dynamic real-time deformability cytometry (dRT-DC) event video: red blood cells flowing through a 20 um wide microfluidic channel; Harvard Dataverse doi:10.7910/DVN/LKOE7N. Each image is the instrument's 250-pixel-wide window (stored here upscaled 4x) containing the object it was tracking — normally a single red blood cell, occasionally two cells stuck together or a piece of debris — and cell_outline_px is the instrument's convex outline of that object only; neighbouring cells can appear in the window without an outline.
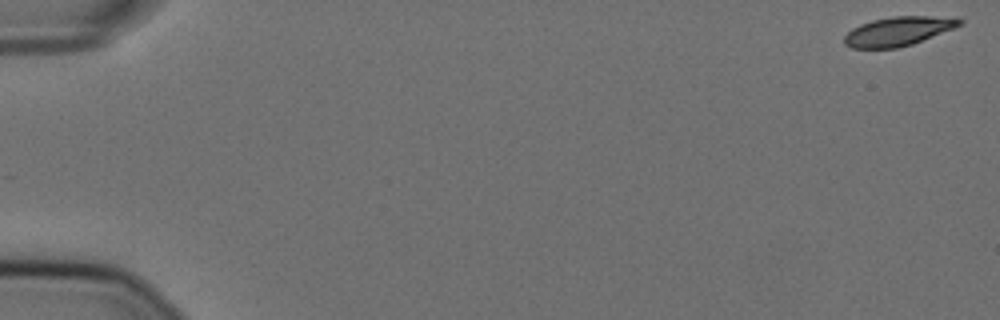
{"species": "Egyptian fruit bat (a non-hibernating species)", "species_latin": "Rousettus aegyptiacus", "temperature_condition": "cold", "stored_images_in_passage": 9, "camera_frame_rate_fps": 3000, "um_per_image_px": 0.085, "animal": {"sex": "female"}, "frame": {"image": 1, "passage_image": 1, "time_ms": 0.0, "image_size_px": [1000, 320], "cell_outline_px": [[964, 24], [912, 44], [896, 48], [852, 48], [844, 44], [844, 36], [852, 28], [860, 24], [872, 20], [892, 16], [956, 16], [964, 20]], "centroid_in_image_um": [76.39, 2.63], "position_along_channel_um": 8.6, "area_um2": 19.71}}